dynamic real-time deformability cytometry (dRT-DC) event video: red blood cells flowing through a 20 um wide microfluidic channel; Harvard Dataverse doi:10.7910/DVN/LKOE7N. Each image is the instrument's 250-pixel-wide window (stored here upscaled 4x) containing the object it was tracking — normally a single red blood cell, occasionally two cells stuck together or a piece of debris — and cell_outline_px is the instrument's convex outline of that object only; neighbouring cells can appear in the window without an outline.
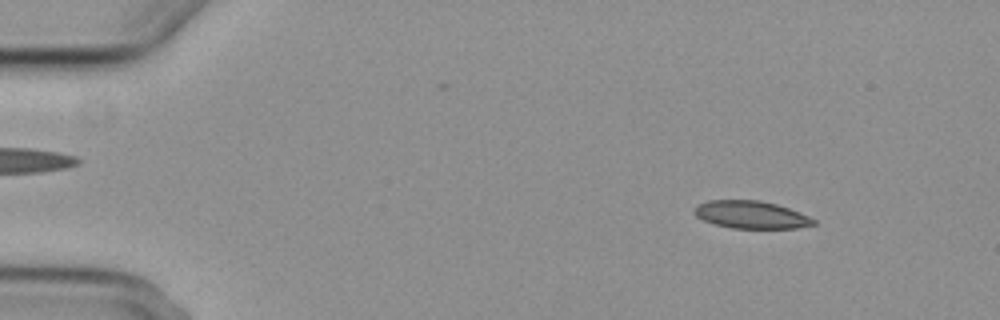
{"species": "common noctule bat (a hibernating species)", "species_latin": "Nyctalus noctula", "temperature_condition": "cold", "stored_images_in_passage": 6, "camera_frame_rate_fps": 3000, "um_per_image_px": 0.085, "animal": {"sex": "female", "body_mass_g": 29.2, "forearm_length_mm": 56.3}, "frame": {"image": 1, "passage_image": 2, "time_ms": 1.0, "image_size_px": [1000, 320], "cell_outline_px": [[816, 224], [796, 228], [732, 228], [716, 224], [704, 220], [696, 216], [692, 212], [700, 204], [708, 200], [760, 200], [776, 204], [788, 208], [808, 216], [816, 220]], "centroid_in_image_um": [63.85, 18.25], "position_along_channel_um": 21.2, "area_um2": 18.96}}
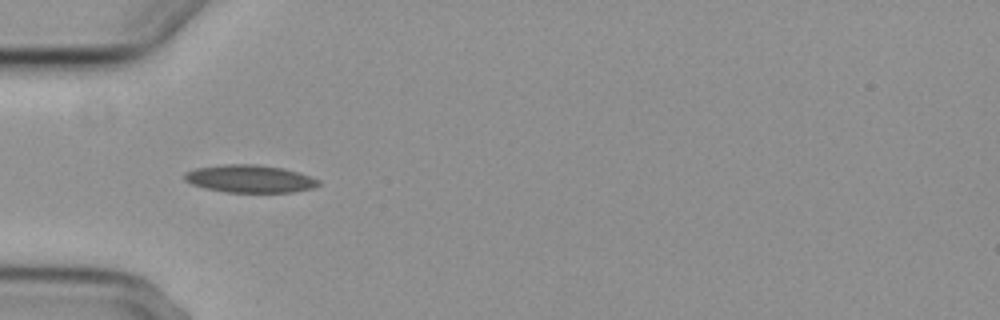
{"frame": {"image": 2, "passage_image": 5, "time_ms": 4.667, "image_size_px": [1000, 320], "cell_outline_px": [[320, 184], [316, 188], [292, 192], [224, 192], [204, 188], [192, 184], [184, 180], [184, 172], [196, 168], [228, 164], [256, 164], [284, 168], [320, 180]], "centroid_in_image_um": [21.23, 15.2], "position_along_channel_um": 63.8, "area_um2": 21.62}}
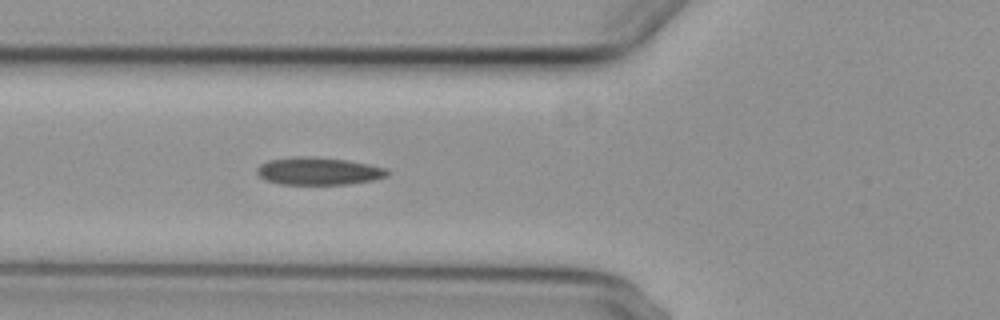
{"frame": {"image": 3, "passage_image": 6, "time_ms": 5.667, "image_size_px": [1000, 320], "cell_outline_px": [[392, 172], [388, 176], [372, 180], [348, 184], [280, 184], [264, 180], [256, 172], [256, 168], [260, 164], [268, 160], [292, 156], [312, 156], [348, 160], [388, 168]], "centroid_in_image_um": [27.08, 14.53], "position_along_channel_um": 98.7, "area_um2": 21.27}}